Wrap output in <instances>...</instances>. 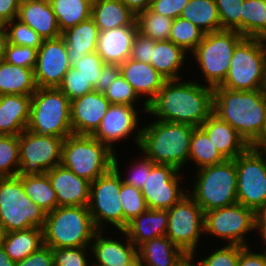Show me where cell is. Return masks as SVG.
<instances>
[{
	"label": "cell",
	"instance_id": "6da1fadb",
	"mask_svg": "<svg viewBox=\"0 0 266 266\" xmlns=\"http://www.w3.org/2000/svg\"><path fill=\"white\" fill-rule=\"evenodd\" d=\"M196 78L166 80L148 104L147 114L157 120L200 127L213 113V87Z\"/></svg>",
	"mask_w": 266,
	"mask_h": 266
},
{
	"label": "cell",
	"instance_id": "7a4b0ae2",
	"mask_svg": "<svg viewBox=\"0 0 266 266\" xmlns=\"http://www.w3.org/2000/svg\"><path fill=\"white\" fill-rule=\"evenodd\" d=\"M213 114L227 122L249 146L266 141V97L263 90L213 87Z\"/></svg>",
	"mask_w": 266,
	"mask_h": 266
},
{
	"label": "cell",
	"instance_id": "3957f363",
	"mask_svg": "<svg viewBox=\"0 0 266 266\" xmlns=\"http://www.w3.org/2000/svg\"><path fill=\"white\" fill-rule=\"evenodd\" d=\"M141 128L140 152L155 164L172 165L183 172V167L190 163V141L195 127L155 119Z\"/></svg>",
	"mask_w": 266,
	"mask_h": 266
},
{
	"label": "cell",
	"instance_id": "277c9868",
	"mask_svg": "<svg viewBox=\"0 0 266 266\" xmlns=\"http://www.w3.org/2000/svg\"><path fill=\"white\" fill-rule=\"evenodd\" d=\"M97 231L88 206L57 207L46 213L44 245L51 249L90 246Z\"/></svg>",
	"mask_w": 266,
	"mask_h": 266
},
{
	"label": "cell",
	"instance_id": "5b68a950",
	"mask_svg": "<svg viewBox=\"0 0 266 266\" xmlns=\"http://www.w3.org/2000/svg\"><path fill=\"white\" fill-rule=\"evenodd\" d=\"M194 183L187 193L203 212L237 203V170L235 160H226L194 170Z\"/></svg>",
	"mask_w": 266,
	"mask_h": 266
},
{
	"label": "cell",
	"instance_id": "8992f818",
	"mask_svg": "<svg viewBox=\"0 0 266 266\" xmlns=\"http://www.w3.org/2000/svg\"><path fill=\"white\" fill-rule=\"evenodd\" d=\"M114 153L92 135L71 134L63 141L61 165L92 183L113 167Z\"/></svg>",
	"mask_w": 266,
	"mask_h": 266
},
{
	"label": "cell",
	"instance_id": "52a82bcc",
	"mask_svg": "<svg viewBox=\"0 0 266 266\" xmlns=\"http://www.w3.org/2000/svg\"><path fill=\"white\" fill-rule=\"evenodd\" d=\"M26 129L32 133L64 139L73 134L70 100L59 88H37L31 96Z\"/></svg>",
	"mask_w": 266,
	"mask_h": 266
},
{
	"label": "cell",
	"instance_id": "ba28073f",
	"mask_svg": "<svg viewBox=\"0 0 266 266\" xmlns=\"http://www.w3.org/2000/svg\"><path fill=\"white\" fill-rule=\"evenodd\" d=\"M266 74V39L244 37L235 47L225 80L231 90H262Z\"/></svg>",
	"mask_w": 266,
	"mask_h": 266
},
{
	"label": "cell",
	"instance_id": "9c48e42d",
	"mask_svg": "<svg viewBox=\"0 0 266 266\" xmlns=\"http://www.w3.org/2000/svg\"><path fill=\"white\" fill-rule=\"evenodd\" d=\"M46 212L26 194L22 176L0 177V224L5 233L45 225Z\"/></svg>",
	"mask_w": 266,
	"mask_h": 266
},
{
	"label": "cell",
	"instance_id": "30bf717a",
	"mask_svg": "<svg viewBox=\"0 0 266 266\" xmlns=\"http://www.w3.org/2000/svg\"><path fill=\"white\" fill-rule=\"evenodd\" d=\"M243 38L239 32L227 29L204 34L190 55H193L206 85L219 86L225 80L233 51Z\"/></svg>",
	"mask_w": 266,
	"mask_h": 266
},
{
	"label": "cell",
	"instance_id": "8fae6325",
	"mask_svg": "<svg viewBox=\"0 0 266 266\" xmlns=\"http://www.w3.org/2000/svg\"><path fill=\"white\" fill-rule=\"evenodd\" d=\"M234 160L237 203L257 212L266 207V153L259 146H250Z\"/></svg>",
	"mask_w": 266,
	"mask_h": 266
},
{
	"label": "cell",
	"instance_id": "7c38bea8",
	"mask_svg": "<svg viewBox=\"0 0 266 266\" xmlns=\"http://www.w3.org/2000/svg\"><path fill=\"white\" fill-rule=\"evenodd\" d=\"M121 175L112 167L90 183L88 210L97 230L109 223L123 231V209L120 201ZM106 223V224H105Z\"/></svg>",
	"mask_w": 266,
	"mask_h": 266
},
{
	"label": "cell",
	"instance_id": "4fadbf2b",
	"mask_svg": "<svg viewBox=\"0 0 266 266\" xmlns=\"http://www.w3.org/2000/svg\"><path fill=\"white\" fill-rule=\"evenodd\" d=\"M167 211L166 236L187 255L196 257L201 236L205 234L202 208L187 193Z\"/></svg>",
	"mask_w": 266,
	"mask_h": 266
},
{
	"label": "cell",
	"instance_id": "5bb4252c",
	"mask_svg": "<svg viewBox=\"0 0 266 266\" xmlns=\"http://www.w3.org/2000/svg\"><path fill=\"white\" fill-rule=\"evenodd\" d=\"M256 230V212L242 204L204 213V233L226 241L227 245L249 246L246 235Z\"/></svg>",
	"mask_w": 266,
	"mask_h": 266
},
{
	"label": "cell",
	"instance_id": "9a60e30c",
	"mask_svg": "<svg viewBox=\"0 0 266 266\" xmlns=\"http://www.w3.org/2000/svg\"><path fill=\"white\" fill-rule=\"evenodd\" d=\"M19 137L17 176L41 175L61 164L64 138L32 133L25 129Z\"/></svg>",
	"mask_w": 266,
	"mask_h": 266
},
{
	"label": "cell",
	"instance_id": "2e32d148",
	"mask_svg": "<svg viewBox=\"0 0 266 266\" xmlns=\"http://www.w3.org/2000/svg\"><path fill=\"white\" fill-rule=\"evenodd\" d=\"M180 173L175 166L168 164H154L150 171H146L141 191L148 209L168 210L187 194L188 189L182 187L184 173Z\"/></svg>",
	"mask_w": 266,
	"mask_h": 266
},
{
	"label": "cell",
	"instance_id": "e0dca14e",
	"mask_svg": "<svg viewBox=\"0 0 266 266\" xmlns=\"http://www.w3.org/2000/svg\"><path fill=\"white\" fill-rule=\"evenodd\" d=\"M148 109H139L130 105H116L111 104L107 113L101 120V124L96 132L92 135L101 143L106 144L113 152L115 151V143L123 142L125 139L131 138L132 134L137 148L140 143V136L142 128L140 125L139 112L147 114Z\"/></svg>",
	"mask_w": 266,
	"mask_h": 266
},
{
	"label": "cell",
	"instance_id": "ac0fdd59",
	"mask_svg": "<svg viewBox=\"0 0 266 266\" xmlns=\"http://www.w3.org/2000/svg\"><path fill=\"white\" fill-rule=\"evenodd\" d=\"M71 67L64 37L42 41L34 68L38 88H58Z\"/></svg>",
	"mask_w": 266,
	"mask_h": 266
},
{
	"label": "cell",
	"instance_id": "d6986e66",
	"mask_svg": "<svg viewBox=\"0 0 266 266\" xmlns=\"http://www.w3.org/2000/svg\"><path fill=\"white\" fill-rule=\"evenodd\" d=\"M111 103L103 93L92 91L70 101L73 134L93 135L101 124Z\"/></svg>",
	"mask_w": 266,
	"mask_h": 266
},
{
	"label": "cell",
	"instance_id": "ffe728a7",
	"mask_svg": "<svg viewBox=\"0 0 266 266\" xmlns=\"http://www.w3.org/2000/svg\"><path fill=\"white\" fill-rule=\"evenodd\" d=\"M104 232L106 231L98 230L90 244L92 266H124L137 256V247L128 239L124 231H119L125 235H120L121 239L125 237L123 241L113 239V236L112 238L106 236L108 233Z\"/></svg>",
	"mask_w": 266,
	"mask_h": 266
},
{
	"label": "cell",
	"instance_id": "44dd1931",
	"mask_svg": "<svg viewBox=\"0 0 266 266\" xmlns=\"http://www.w3.org/2000/svg\"><path fill=\"white\" fill-rule=\"evenodd\" d=\"M55 190L58 207L88 206L90 182L57 165L46 172Z\"/></svg>",
	"mask_w": 266,
	"mask_h": 266
},
{
	"label": "cell",
	"instance_id": "7402d4cb",
	"mask_svg": "<svg viewBox=\"0 0 266 266\" xmlns=\"http://www.w3.org/2000/svg\"><path fill=\"white\" fill-rule=\"evenodd\" d=\"M120 74L133 87L137 95L144 96L142 107L148 109V104L156 97L166 79L151 65L128 58L119 64Z\"/></svg>",
	"mask_w": 266,
	"mask_h": 266
},
{
	"label": "cell",
	"instance_id": "603a6c76",
	"mask_svg": "<svg viewBox=\"0 0 266 266\" xmlns=\"http://www.w3.org/2000/svg\"><path fill=\"white\" fill-rule=\"evenodd\" d=\"M17 19L31 27L43 40L62 35L49 0H22Z\"/></svg>",
	"mask_w": 266,
	"mask_h": 266
},
{
	"label": "cell",
	"instance_id": "cb8c5ba5",
	"mask_svg": "<svg viewBox=\"0 0 266 266\" xmlns=\"http://www.w3.org/2000/svg\"><path fill=\"white\" fill-rule=\"evenodd\" d=\"M137 26H125L100 32L96 52L105 63L121 64L131 56Z\"/></svg>",
	"mask_w": 266,
	"mask_h": 266
},
{
	"label": "cell",
	"instance_id": "d4e9b609",
	"mask_svg": "<svg viewBox=\"0 0 266 266\" xmlns=\"http://www.w3.org/2000/svg\"><path fill=\"white\" fill-rule=\"evenodd\" d=\"M200 127L226 160L235 159L250 147L232 126L213 113Z\"/></svg>",
	"mask_w": 266,
	"mask_h": 266
},
{
	"label": "cell",
	"instance_id": "484cf974",
	"mask_svg": "<svg viewBox=\"0 0 266 266\" xmlns=\"http://www.w3.org/2000/svg\"><path fill=\"white\" fill-rule=\"evenodd\" d=\"M31 96H0V135H20L30 117Z\"/></svg>",
	"mask_w": 266,
	"mask_h": 266
},
{
	"label": "cell",
	"instance_id": "4316f807",
	"mask_svg": "<svg viewBox=\"0 0 266 266\" xmlns=\"http://www.w3.org/2000/svg\"><path fill=\"white\" fill-rule=\"evenodd\" d=\"M168 221L167 210L147 209L128 222L123 231L127 234L128 239L138 247L154 237L166 236Z\"/></svg>",
	"mask_w": 266,
	"mask_h": 266
},
{
	"label": "cell",
	"instance_id": "83f0119b",
	"mask_svg": "<svg viewBox=\"0 0 266 266\" xmlns=\"http://www.w3.org/2000/svg\"><path fill=\"white\" fill-rule=\"evenodd\" d=\"M144 266H179L188 256L167 236L154 237L137 247Z\"/></svg>",
	"mask_w": 266,
	"mask_h": 266
},
{
	"label": "cell",
	"instance_id": "f1b7e54d",
	"mask_svg": "<svg viewBox=\"0 0 266 266\" xmlns=\"http://www.w3.org/2000/svg\"><path fill=\"white\" fill-rule=\"evenodd\" d=\"M99 34V28L92 18L80 22L62 33L68 49L71 67L85 54L96 51Z\"/></svg>",
	"mask_w": 266,
	"mask_h": 266
},
{
	"label": "cell",
	"instance_id": "f546056e",
	"mask_svg": "<svg viewBox=\"0 0 266 266\" xmlns=\"http://www.w3.org/2000/svg\"><path fill=\"white\" fill-rule=\"evenodd\" d=\"M91 18L100 32L125 26H137L136 14L120 0H93Z\"/></svg>",
	"mask_w": 266,
	"mask_h": 266
},
{
	"label": "cell",
	"instance_id": "4dcf8cb0",
	"mask_svg": "<svg viewBox=\"0 0 266 266\" xmlns=\"http://www.w3.org/2000/svg\"><path fill=\"white\" fill-rule=\"evenodd\" d=\"M187 52L169 40L155 41L152 48L150 64L166 79L177 80L183 78L180 71L183 69Z\"/></svg>",
	"mask_w": 266,
	"mask_h": 266
},
{
	"label": "cell",
	"instance_id": "1f68e13d",
	"mask_svg": "<svg viewBox=\"0 0 266 266\" xmlns=\"http://www.w3.org/2000/svg\"><path fill=\"white\" fill-rule=\"evenodd\" d=\"M34 69L0 62V96L15 94L32 96L37 90Z\"/></svg>",
	"mask_w": 266,
	"mask_h": 266
},
{
	"label": "cell",
	"instance_id": "d6a6232c",
	"mask_svg": "<svg viewBox=\"0 0 266 266\" xmlns=\"http://www.w3.org/2000/svg\"><path fill=\"white\" fill-rule=\"evenodd\" d=\"M2 246L12 261H21L44 246L43 229L32 227L5 233Z\"/></svg>",
	"mask_w": 266,
	"mask_h": 266
},
{
	"label": "cell",
	"instance_id": "836d02e7",
	"mask_svg": "<svg viewBox=\"0 0 266 266\" xmlns=\"http://www.w3.org/2000/svg\"><path fill=\"white\" fill-rule=\"evenodd\" d=\"M93 0H49L61 34L91 18Z\"/></svg>",
	"mask_w": 266,
	"mask_h": 266
},
{
	"label": "cell",
	"instance_id": "e575fe53",
	"mask_svg": "<svg viewBox=\"0 0 266 266\" xmlns=\"http://www.w3.org/2000/svg\"><path fill=\"white\" fill-rule=\"evenodd\" d=\"M180 17L190 21L204 33L221 30L218 9L214 0H190Z\"/></svg>",
	"mask_w": 266,
	"mask_h": 266
},
{
	"label": "cell",
	"instance_id": "d590c367",
	"mask_svg": "<svg viewBox=\"0 0 266 266\" xmlns=\"http://www.w3.org/2000/svg\"><path fill=\"white\" fill-rule=\"evenodd\" d=\"M189 161L199 169L220 164L226 159L219 153L206 132L201 127H195L190 141Z\"/></svg>",
	"mask_w": 266,
	"mask_h": 266
},
{
	"label": "cell",
	"instance_id": "8d00e7d4",
	"mask_svg": "<svg viewBox=\"0 0 266 266\" xmlns=\"http://www.w3.org/2000/svg\"><path fill=\"white\" fill-rule=\"evenodd\" d=\"M25 194L46 213L58 207L55 190L46 173L22 176Z\"/></svg>",
	"mask_w": 266,
	"mask_h": 266
},
{
	"label": "cell",
	"instance_id": "74e56055",
	"mask_svg": "<svg viewBox=\"0 0 266 266\" xmlns=\"http://www.w3.org/2000/svg\"><path fill=\"white\" fill-rule=\"evenodd\" d=\"M241 34L244 37L266 39V0H244Z\"/></svg>",
	"mask_w": 266,
	"mask_h": 266
},
{
	"label": "cell",
	"instance_id": "f35d334b",
	"mask_svg": "<svg viewBox=\"0 0 266 266\" xmlns=\"http://www.w3.org/2000/svg\"><path fill=\"white\" fill-rule=\"evenodd\" d=\"M173 20L153 12L150 8L136 15L138 32L154 41L169 40Z\"/></svg>",
	"mask_w": 266,
	"mask_h": 266
},
{
	"label": "cell",
	"instance_id": "ab89813d",
	"mask_svg": "<svg viewBox=\"0 0 266 266\" xmlns=\"http://www.w3.org/2000/svg\"><path fill=\"white\" fill-rule=\"evenodd\" d=\"M204 34L199 27L190 21L177 17L173 20L169 41L191 54L202 41Z\"/></svg>",
	"mask_w": 266,
	"mask_h": 266
},
{
	"label": "cell",
	"instance_id": "60d3db41",
	"mask_svg": "<svg viewBox=\"0 0 266 266\" xmlns=\"http://www.w3.org/2000/svg\"><path fill=\"white\" fill-rule=\"evenodd\" d=\"M18 135H0V177H15L19 172Z\"/></svg>",
	"mask_w": 266,
	"mask_h": 266
},
{
	"label": "cell",
	"instance_id": "b9f144b4",
	"mask_svg": "<svg viewBox=\"0 0 266 266\" xmlns=\"http://www.w3.org/2000/svg\"><path fill=\"white\" fill-rule=\"evenodd\" d=\"M120 201L123 209V230L128 222L145 212L148 208L141 189L122 183Z\"/></svg>",
	"mask_w": 266,
	"mask_h": 266
},
{
	"label": "cell",
	"instance_id": "7bdbcfd3",
	"mask_svg": "<svg viewBox=\"0 0 266 266\" xmlns=\"http://www.w3.org/2000/svg\"><path fill=\"white\" fill-rule=\"evenodd\" d=\"M8 43L39 49L43 39L26 23L17 18L4 24Z\"/></svg>",
	"mask_w": 266,
	"mask_h": 266
},
{
	"label": "cell",
	"instance_id": "ee69618b",
	"mask_svg": "<svg viewBox=\"0 0 266 266\" xmlns=\"http://www.w3.org/2000/svg\"><path fill=\"white\" fill-rule=\"evenodd\" d=\"M119 154L117 152L114 153L113 158V168L121 175L122 182L134 186L135 188L142 189L145 179H146V171H150L152 166L155 164L153 163L149 158H146L144 155H140L139 159H133V162H131L132 166L130 165V169H128V172H126V176L124 178L122 177L121 169H119L121 166L119 163V158L117 157ZM136 161V162H135ZM132 167V168H131ZM128 174V175H127Z\"/></svg>",
	"mask_w": 266,
	"mask_h": 266
},
{
	"label": "cell",
	"instance_id": "f6af8a7d",
	"mask_svg": "<svg viewBox=\"0 0 266 266\" xmlns=\"http://www.w3.org/2000/svg\"><path fill=\"white\" fill-rule=\"evenodd\" d=\"M103 94L111 104L135 107L137 106L138 99L141 100L142 98L137 95L131 84L120 73Z\"/></svg>",
	"mask_w": 266,
	"mask_h": 266
},
{
	"label": "cell",
	"instance_id": "bcb514c9",
	"mask_svg": "<svg viewBox=\"0 0 266 266\" xmlns=\"http://www.w3.org/2000/svg\"><path fill=\"white\" fill-rule=\"evenodd\" d=\"M217 5L221 30H235L241 34V14L244 0H214Z\"/></svg>",
	"mask_w": 266,
	"mask_h": 266
},
{
	"label": "cell",
	"instance_id": "7dc6e473",
	"mask_svg": "<svg viewBox=\"0 0 266 266\" xmlns=\"http://www.w3.org/2000/svg\"><path fill=\"white\" fill-rule=\"evenodd\" d=\"M58 88L70 101L94 91L93 85L73 67L69 68Z\"/></svg>",
	"mask_w": 266,
	"mask_h": 266
},
{
	"label": "cell",
	"instance_id": "c3c4849f",
	"mask_svg": "<svg viewBox=\"0 0 266 266\" xmlns=\"http://www.w3.org/2000/svg\"><path fill=\"white\" fill-rule=\"evenodd\" d=\"M90 246L52 249L54 266H92Z\"/></svg>",
	"mask_w": 266,
	"mask_h": 266
},
{
	"label": "cell",
	"instance_id": "681fc988",
	"mask_svg": "<svg viewBox=\"0 0 266 266\" xmlns=\"http://www.w3.org/2000/svg\"><path fill=\"white\" fill-rule=\"evenodd\" d=\"M204 256L203 260L197 261L200 266H237L240 245H227L217 248L216 251L210 252Z\"/></svg>",
	"mask_w": 266,
	"mask_h": 266
},
{
	"label": "cell",
	"instance_id": "f907efd6",
	"mask_svg": "<svg viewBox=\"0 0 266 266\" xmlns=\"http://www.w3.org/2000/svg\"><path fill=\"white\" fill-rule=\"evenodd\" d=\"M38 49L7 43L4 60L10 64L34 69Z\"/></svg>",
	"mask_w": 266,
	"mask_h": 266
},
{
	"label": "cell",
	"instance_id": "816d5d0a",
	"mask_svg": "<svg viewBox=\"0 0 266 266\" xmlns=\"http://www.w3.org/2000/svg\"><path fill=\"white\" fill-rule=\"evenodd\" d=\"M105 64L102 57L95 51L85 54L72 67L78 70L94 87Z\"/></svg>",
	"mask_w": 266,
	"mask_h": 266
},
{
	"label": "cell",
	"instance_id": "f5cc1de1",
	"mask_svg": "<svg viewBox=\"0 0 266 266\" xmlns=\"http://www.w3.org/2000/svg\"><path fill=\"white\" fill-rule=\"evenodd\" d=\"M190 0H157L150 1V9L165 17L175 19L180 17L186 4Z\"/></svg>",
	"mask_w": 266,
	"mask_h": 266
},
{
	"label": "cell",
	"instance_id": "db71d44e",
	"mask_svg": "<svg viewBox=\"0 0 266 266\" xmlns=\"http://www.w3.org/2000/svg\"><path fill=\"white\" fill-rule=\"evenodd\" d=\"M155 47V41L144 37L139 32L134 37L130 58L150 64L152 48Z\"/></svg>",
	"mask_w": 266,
	"mask_h": 266
},
{
	"label": "cell",
	"instance_id": "11a10c76",
	"mask_svg": "<svg viewBox=\"0 0 266 266\" xmlns=\"http://www.w3.org/2000/svg\"><path fill=\"white\" fill-rule=\"evenodd\" d=\"M15 266H54L52 249L44 245L25 259L16 262Z\"/></svg>",
	"mask_w": 266,
	"mask_h": 266
},
{
	"label": "cell",
	"instance_id": "9f6ffc18",
	"mask_svg": "<svg viewBox=\"0 0 266 266\" xmlns=\"http://www.w3.org/2000/svg\"><path fill=\"white\" fill-rule=\"evenodd\" d=\"M263 249L259 253L253 251L250 246L240 245V254L237 266H266V248Z\"/></svg>",
	"mask_w": 266,
	"mask_h": 266
},
{
	"label": "cell",
	"instance_id": "6f0895ef",
	"mask_svg": "<svg viewBox=\"0 0 266 266\" xmlns=\"http://www.w3.org/2000/svg\"><path fill=\"white\" fill-rule=\"evenodd\" d=\"M120 73L119 64L106 63L100 73L99 79L94 86V91L103 93Z\"/></svg>",
	"mask_w": 266,
	"mask_h": 266
},
{
	"label": "cell",
	"instance_id": "680465c9",
	"mask_svg": "<svg viewBox=\"0 0 266 266\" xmlns=\"http://www.w3.org/2000/svg\"><path fill=\"white\" fill-rule=\"evenodd\" d=\"M22 0H0V24L17 18L19 5Z\"/></svg>",
	"mask_w": 266,
	"mask_h": 266
},
{
	"label": "cell",
	"instance_id": "91938a15",
	"mask_svg": "<svg viewBox=\"0 0 266 266\" xmlns=\"http://www.w3.org/2000/svg\"><path fill=\"white\" fill-rule=\"evenodd\" d=\"M256 232L260 234L261 247L266 246V207L256 212Z\"/></svg>",
	"mask_w": 266,
	"mask_h": 266
},
{
	"label": "cell",
	"instance_id": "94428289",
	"mask_svg": "<svg viewBox=\"0 0 266 266\" xmlns=\"http://www.w3.org/2000/svg\"><path fill=\"white\" fill-rule=\"evenodd\" d=\"M134 14L145 11L150 8V0H120Z\"/></svg>",
	"mask_w": 266,
	"mask_h": 266
},
{
	"label": "cell",
	"instance_id": "6125c7cd",
	"mask_svg": "<svg viewBox=\"0 0 266 266\" xmlns=\"http://www.w3.org/2000/svg\"><path fill=\"white\" fill-rule=\"evenodd\" d=\"M8 43L7 32L3 24H0V62L4 60L5 48Z\"/></svg>",
	"mask_w": 266,
	"mask_h": 266
},
{
	"label": "cell",
	"instance_id": "be15d7a7",
	"mask_svg": "<svg viewBox=\"0 0 266 266\" xmlns=\"http://www.w3.org/2000/svg\"><path fill=\"white\" fill-rule=\"evenodd\" d=\"M0 266H15V262L6 254L2 244L0 245Z\"/></svg>",
	"mask_w": 266,
	"mask_h": 266
},
{
	"label": "cell",
	"instance_id": "e7e4bbea",
	"mask_svg": "<svg viewBox=\"0 0 266 266\" xmlns=\"http://www.w3.org/2000/svg\"><path fill=\"white\" fill-rule=\"evenodd\" d=\"M194 260H196L195 256L188 255L179 266H200L199 263Z\"/></svg>",
	"mask_w": 266,
	"mask_h": 266
},
{
	"label": "cell",
	"instance_id": "03108f58",
	"mask_svg": "<svg viewBox=\"0 0 266 266\" xmlns=\"http://www.w3.org/2000/svg\"><path fill=\"white\" fill-rule=\"evenodd\" d=\"M124 266H144L141 259L137 255L132 261H130L127 265Z\"/></svg>",
	"mask_w": 266,
	"mask_h": 266
},
{
	"label": "cell",
	"instance_id": "003e7915",
	"mask_svg": "<svg viewBox=\"0 0 266 266\" xmlns=\"http://www.w3.org/2000/svg\"><path fill=\"white\" fill-rule=\"evenodd\" d=\"M4 230H3V227L2 225L0 224V245L2 244V241H3V238H4Z\"/></svg>",
	"mask_w": 266,
	"mask_h": 266
},
{
	"label": "cell",
	"instance_id": "a7ac6f4b",
	"mask_svg": "<svg viewBox=\"0 0 266 266\" xmlns=\"http://www.w3.org/2000/svg\"><path fill=\"white\" fill-rule=\"evenodd\" d=\"M262 90H263L264 96L266 97V74H265L264 84H263Z\"/></svg>",
	"mask_w": 266,
	"mask_h": 266
},
{
	"label": "cell",
	"instance_id": "89a4df30",
	"mask_svg": "<svg viewBox=\"0 0 266 266\" xmlns=\"http://www.w3.org/2000/svg\"><path fill=\"white\" fill-rule=\"evenodd\" d=\"M260 148L266 153V141L260 146Z\"/></svg>",
	"mask_w": 266,
	"mask_h": 266
}]
</instances>
